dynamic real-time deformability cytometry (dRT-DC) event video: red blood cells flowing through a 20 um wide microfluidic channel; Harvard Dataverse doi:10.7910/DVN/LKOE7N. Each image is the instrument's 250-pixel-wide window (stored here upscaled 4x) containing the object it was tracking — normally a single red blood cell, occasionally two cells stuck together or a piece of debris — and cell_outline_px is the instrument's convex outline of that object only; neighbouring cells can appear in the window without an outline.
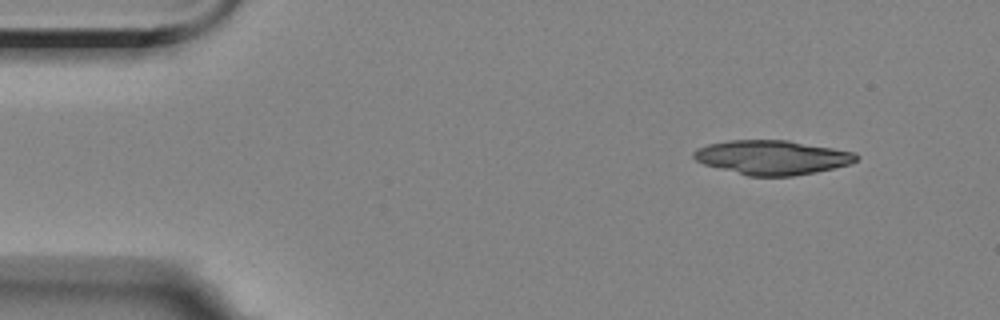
{"species": "Egyptian fruit bat (a non-hibernating species)", "species_latin": "Rousettus aegyptiacus", "temperature_condition": "room temperature", "stored_images_in_passage": 6, "segment_of_instrument_passage": [2, 2], "camera_frame_rate_fps": 3000, "um_per_image_px": 0.085, "animal": {"sex": "female"}, "frame": {"image": 1, "passage_image": 6, "time_ms": 6.667, "image_size_px": [1000, 320], "cell_outline_px": [[860, 156], [852, 164], [816, 172], [792, 176], [748, 176], [704, 164], [696, 160], [692, 156], [692, 152], [696, 148], [708, 144], [728, 140], [788, 140], [856, 152]], "centroid_in_image_um": [65.65, 13.37], "position_along_channel_um": 19.4, "area_um2": 32.66}}